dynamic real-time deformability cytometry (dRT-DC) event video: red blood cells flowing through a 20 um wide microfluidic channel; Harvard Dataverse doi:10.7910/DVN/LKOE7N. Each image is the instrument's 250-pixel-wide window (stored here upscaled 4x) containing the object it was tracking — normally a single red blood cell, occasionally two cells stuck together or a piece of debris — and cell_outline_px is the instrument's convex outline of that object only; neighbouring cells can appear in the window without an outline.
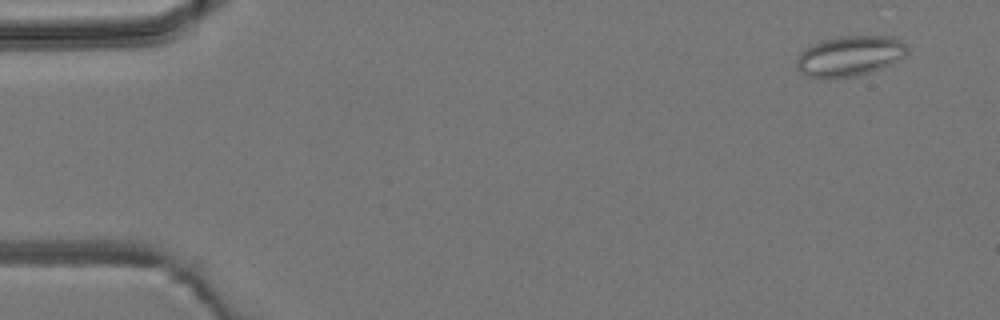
{"species": "common noctule bat (a hibernating species)", "species_latin": "Nyctalus noctula", "temperature_condition": "room temperature", "stored_images_in_passage": 3, "camera_frame_rate_fps": 3000, "um_per_image_px": 0.085, "animal": {"sex": "male", "body_mass_g": 19.2, "forearm_length_mm": 51.8}, "frame": {"image": 1, "passage_image": 1, "time_ms": 0.0, "image_size_px": [1000, 320], "cell_outline_px": [[908, 52], [904, 56], [880, 68], [856, 76], [808, 76], [800, 72], [796, 68], [796, 60], [800, 52], [804, 48], [820, 40], [840, 36], [896, 36], [908, 48]], "centroid_in_image_um": [72.21, 4.71], "position_along_channel_um": 12.8, "area_um2": 25.61}}